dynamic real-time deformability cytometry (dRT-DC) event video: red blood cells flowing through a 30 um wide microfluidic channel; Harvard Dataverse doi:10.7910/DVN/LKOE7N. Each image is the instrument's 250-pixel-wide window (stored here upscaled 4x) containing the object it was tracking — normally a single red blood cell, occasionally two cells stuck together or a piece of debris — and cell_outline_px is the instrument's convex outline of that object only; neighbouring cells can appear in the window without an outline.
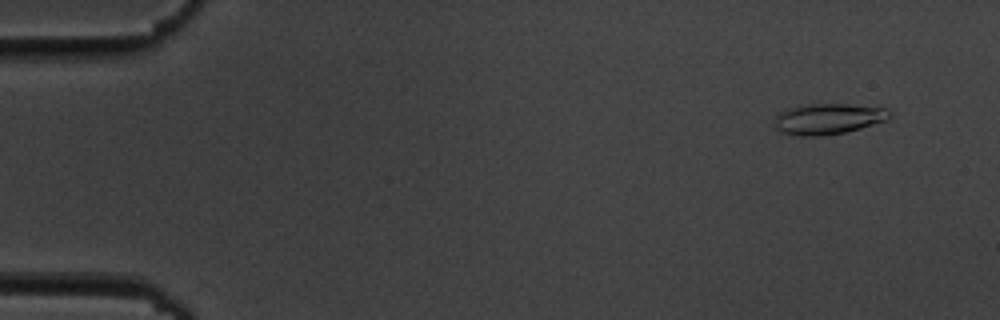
{"species": "common noctule bat (a hibernating species)", "species_latin": "Nyctalus noctula", "temperature_condition": "cold", "stored_images_in_passage": 54, "camera_frame_rate_fps": 3000, "um_per_image_px": 0.085, "animal": {"sex": "male", "body_mass_g": 19.5, "forearm_length_mm": 54.6}, "frame": {"image": 1, "passage_image": 4, "time_ms": 1.0, "image_size_px": [1000, 320], "cell_outline_px": [[892, 116], [888, 120], [860, 128], [844, 132], [820, 136], [800, 136], [780, 132], [776, 128], [776, 116], [784, 108], [804, 104], [848, 104], [888, 108], [892, 112]], "centroid_in_image_um": [70.42, 10.09], "position_along_channel_um": 14.6, "area_um2": 20.87}}
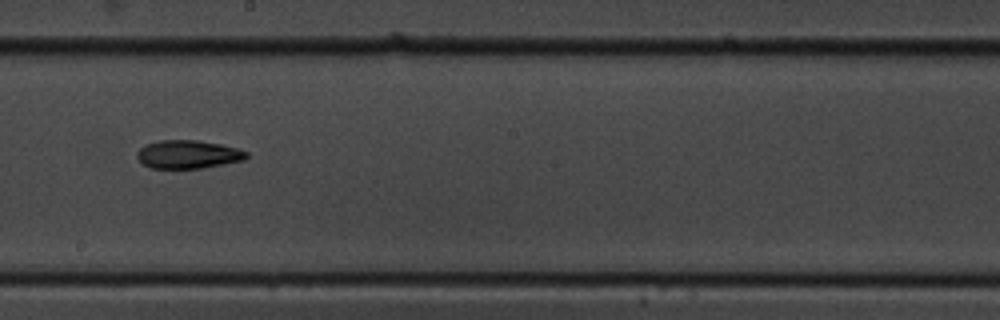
{"frame": {"image": 2, "passage_image": 31, "time_ms": 10.0, "image_size_px": [1000, 320], "cell_outline_px": [[248, 156], [244, 160], [224, 164], [200, 168], [152, 168], [144, 164], [136, 156], [136, 152], [144, 144], [160, 140], [196, 140], [220, 144], [236, 148], [248, 152]], "centroid_in_image_um": [15.97, 13.11], "position_along_channel_um": 232.2, "area_um2": 17.98}}
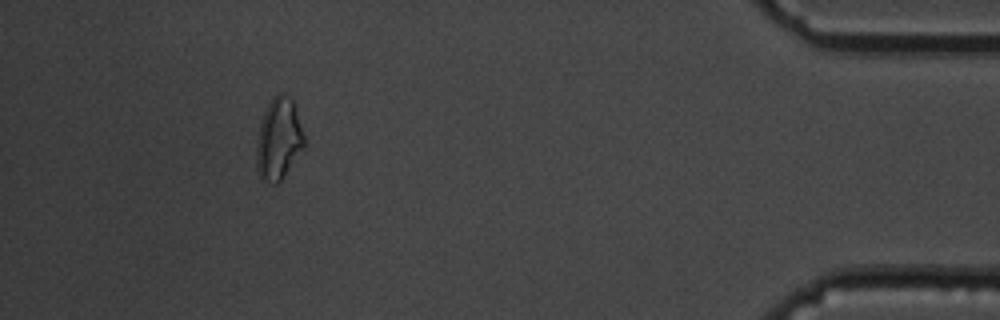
{"frame": {"image": 3, "passage_image": 50, "time_ms": 16.333, "image_size_px": [1000, 320], "cell_outline_px": [[304, 144], [280, 180], [276, 184], [264, 180], [256, 172], [256, 140], [260, 124], [264, 112], [272, 96], [276, 92], [280, 92], [292, 100], [304, 136]], "centroid_in_image_um": [23.63, 11.79], "position_along_channel_um": 411.6, "area_um2": 22.14}, "authors_computed_cell_mechanics": {"area_um2": 18.6405, "velocity_mm_per_s": 3.6941, "shape_relaxation_time_tau1_ms": 3.6785, "shape_relaxation_time_tau2_ms": null, "deformation_change_tau1": 0.121, "deformation_change_tau2": null}}